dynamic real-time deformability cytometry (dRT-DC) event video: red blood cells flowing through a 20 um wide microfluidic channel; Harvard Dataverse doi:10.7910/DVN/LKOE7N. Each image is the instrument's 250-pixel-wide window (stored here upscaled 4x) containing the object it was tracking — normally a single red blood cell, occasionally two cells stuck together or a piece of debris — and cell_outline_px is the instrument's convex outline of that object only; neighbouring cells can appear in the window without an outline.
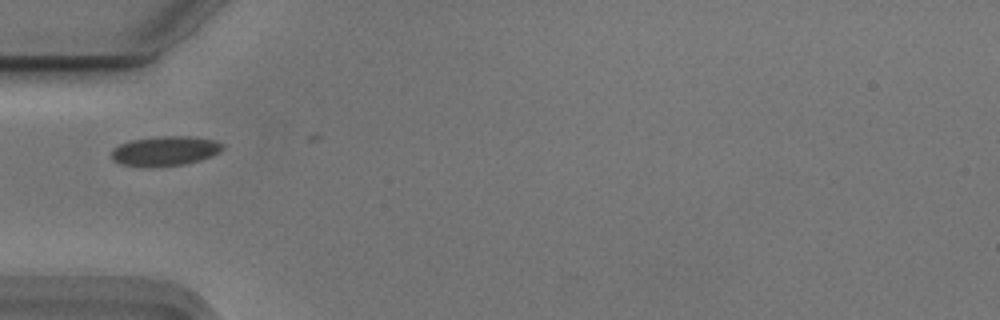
{"species": "Egyptian fruit bat (a non-hibernating species)", "species_latin": "Rousettus aegyptiacus", "temperature_condition": "cold", "stored_images_in_passage": 4, "camera_frame_rate_fps": 3000, "um_per_image_px": 0.085, "animal": {"sex": "male"}, "frame": {"image": 1, "passage_image": 3, "time_ms": 0.667, "image_size_px": [1000, 320], "cell_outline_px": [[224, 148], [212, 156], [200, 160], [184, 164], [152, 168], [144, 168], [120, 164], [112, 160], [112, 148], [120, 144], [132, 140], [156, 136], [188, 136], [216, 140], [224, 144]], "centroid_in_image_um": [14.01, 12.85], "position_along_channel_um": 71.0, "area_um2": 19.59}}